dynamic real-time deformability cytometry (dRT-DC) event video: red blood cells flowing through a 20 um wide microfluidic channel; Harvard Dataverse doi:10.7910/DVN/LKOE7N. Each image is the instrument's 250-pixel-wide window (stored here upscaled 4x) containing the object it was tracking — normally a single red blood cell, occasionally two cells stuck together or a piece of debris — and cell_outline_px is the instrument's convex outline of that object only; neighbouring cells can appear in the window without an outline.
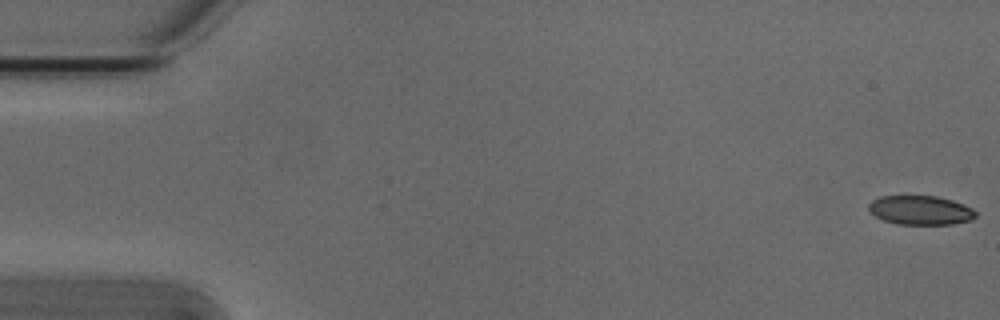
{"species": "Egyptian fruit bat (a non-hibernating species)", "species_latin": "Rousettus aegyptiacus", "temperature_condition": "cold", "stored_images_in_passage": 54, "camera_frame_rate_fps": 3000, "um_per_image_px": 0.085, "animal": {"sex": "male"}, "frame": {"image": 1, "passage_image": 1, "time_ms": 0.0, "image_size_px": [1000, 320], "cell_outline_px": [[976, 216], [972, 220], [952, 224], [896, 224], [884, 220], [876, 216], [868, 208], [868, 204], [872, 200], [880, 196], [936, 196], [952, 200], [964, 204], [972, 208], [976, 212]], "centroid_in_image_um": [78.26, 17.86], "position_along_channel_um": 6.7, "area_um2": 18.15}}
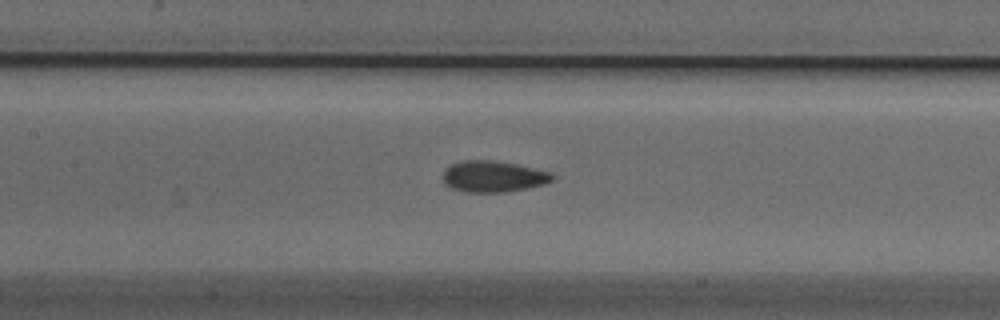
{"frame": {"image": 2, "passage_image": 25, "time_ms": 8.0, "image_size_px": [1000, 320], "cell_outline_px": [[556, 176], [552, 180], [544, 184], [528, 188], [508, 192], [468, 192], [448, 188], [444, 180], [444, 172], [452, 164], [464, 160], [492, 160], [516, 164], [548, 172]], "centroid_in_image_um": [41.93, 15.01], "position_along_channel_um": 165.5, "area_um2": 19.77}}
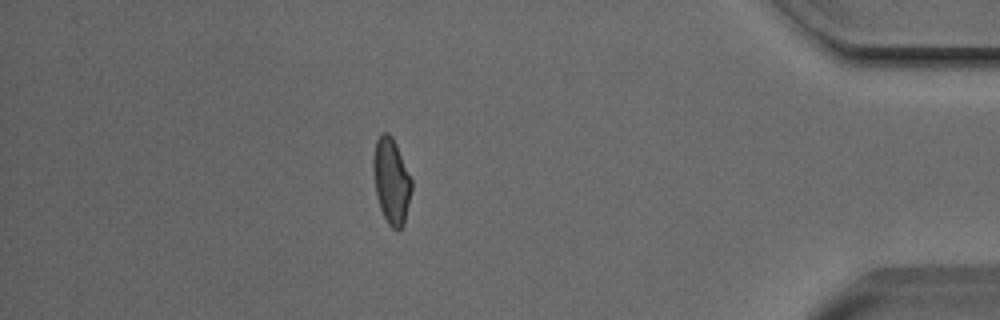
{"frame": {"image": 3, "passage_image": 47, "time_ms": 15.333, "image_size_px": [1000, 320], "cell_outline_px": [[412, 188], [404, 224], [400, 228], [392, 228], [388, 224], [380, 208], [376, 196], [372, 168], [372, 160], [376, 140], [380, 132], [388, 132], [392, 136], [396, 144], [412, 180]], "centroid_in_image_um": [33.24, 15.34], "position_along_channel_um": 402.0, "area_um2": 19.19}, "authors_computed_cell_mechanics": {"area_um2": 19.2474, "velocity_mm_per_s": 3.8371, "shape_relaxation_time_tau1_ms": 5.5949, "shape_relaxation_time_tau2_ms": 1.8002, "deformation_change_tau1": 0.1428, "deformation_change_tau2": 0.0722}}